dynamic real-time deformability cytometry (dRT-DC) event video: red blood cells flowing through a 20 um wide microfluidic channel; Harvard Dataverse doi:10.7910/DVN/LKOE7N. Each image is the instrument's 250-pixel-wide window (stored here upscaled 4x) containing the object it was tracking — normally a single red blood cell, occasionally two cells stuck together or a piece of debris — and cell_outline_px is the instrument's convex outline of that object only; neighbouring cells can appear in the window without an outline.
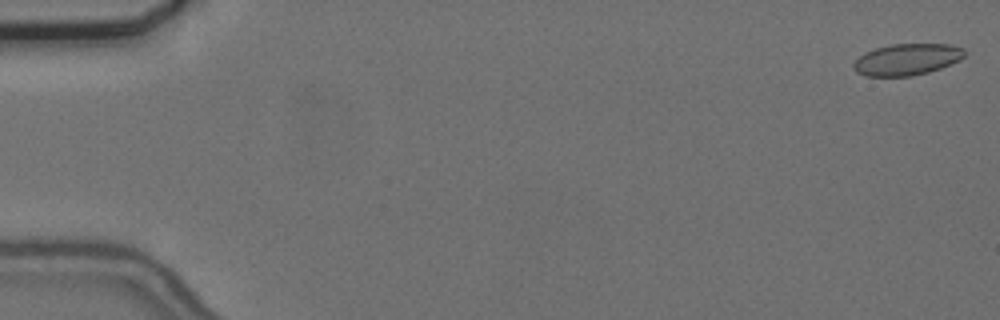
{"species": "common noctule bat (a hibernating species)", "species_latin": "Nyctalus noctula", "temperature_condition": "cold", "stored_images_in_passage": 56, "camera_frame_rate_fps": 3000, "um_per_image_px": 0.085, "animal": {"sex": "female", "body_mass_g": 24.6, "forearm_length_mm": 56.2}, "frame": {"image": 1, "passage_image": 1, "time_ms": 0.0, "image_size_px": [1000, 320], "cell_outline_px": [[968, 52], [960, 60], [940, 68], [928, 72], [912, 76], [864, 76], [856, 72], [852, 68], [852, 64], [864, 52], [876, 48], [892, 44], [948, 44], [964, 48]], "centroid_in_image_um": [77.09, 5.05], "position_along_channel_um": 7.9, "area_um2": 20.52}}
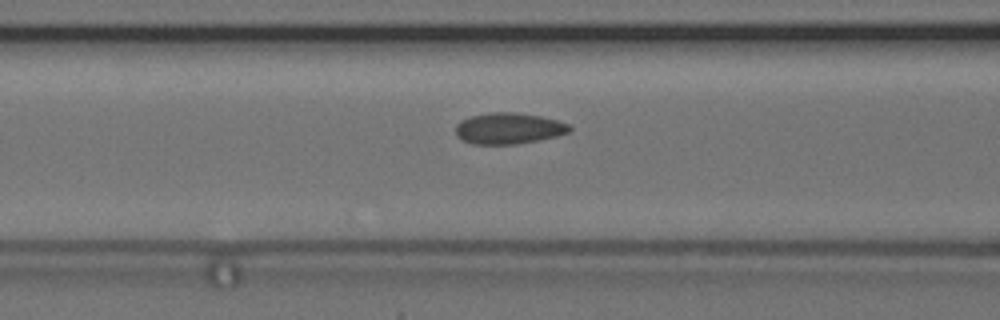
{"frame": {"image": 2, "passage_image": 23, "time_ms": 7.333, "image_size_px": [1000, 320], "cell_outline_px": [[572, 128], [568, 132], [556, 136], [516, 144], [472, 144], [456, 136], [456, 124], [460, 120], [472, 116], [492, 112], [516, 112], [540, 116], [556, 120], [568, 124]], "centroid_in_image_um": [43.21, 10.91], "position_along_channel_um": 123.4, "area_um2": 20.52}}
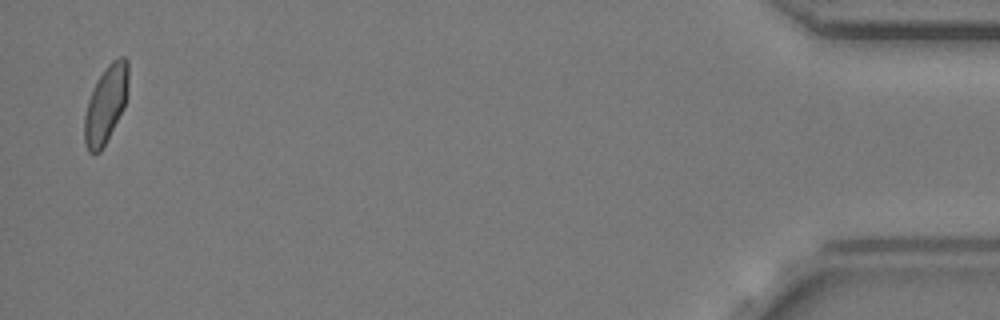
{"frame": {"image": 3, "passage_image": 55, "time_ms": 18.0, "image_size_px": [1000, 320], "cell_outline_px": [[128, 92], [124, 108], [100, 152], [88, 152], [84, 144], [84, 116], [88, 100], [100, 76], [108, 64], [112, 60], [120, 56], [124, 56], [128, 60]], "centroid_in_image_um": [9.01, 8.85], "position_along_channel_um": 426.2, "area_um2": 19.65}, "authors_computed_cell_mechanics": {"area_um2": 20.2589, "velocity_mm_per_s": 3.6686, "shape_relaxation_time_tau1_ms": null, "shape_relaxation_time_tau2_ms": 1.697, "deformation_change_tau1": null, "deformation_change_tau2": 0.0487}}